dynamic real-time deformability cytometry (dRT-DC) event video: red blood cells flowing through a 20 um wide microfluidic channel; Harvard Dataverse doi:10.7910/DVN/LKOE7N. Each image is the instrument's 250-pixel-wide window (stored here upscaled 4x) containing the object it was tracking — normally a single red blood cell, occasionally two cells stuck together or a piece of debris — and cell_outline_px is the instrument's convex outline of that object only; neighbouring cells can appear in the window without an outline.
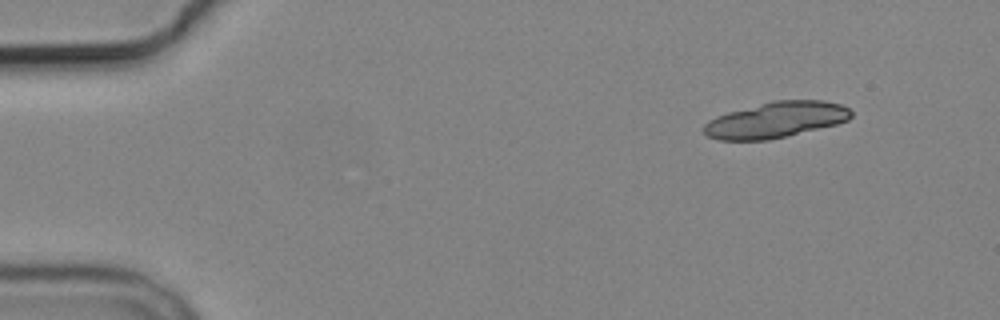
{"species": "common noctule bat (a hibernating species)", "species_latin": "Nyctalus noctula", "temperature_condition": "cold", "stored_images_in_passage": 7, "segment_of_instrument_passage": [1, 2], "camera_frame_rate_fps": 3000, "um_per_image_px": 0.085, "animal": {"sex": "male", "body_mass_g": 19.2, "forearm_length_mm": 51.8}, "frame": {"image": 1, "passage_image": 1, "time_ms": 0.0, "image_size_px": [1000, 320], "cell_outline_px": [[852, 116], [848, 120], [836, 124], [768, 140], [716, 140], [708, 136], [704, 132], [704, 124], [708, 120], [716, 116], [728, 112], [772, 100], [824, 100], [840, 104], [848, 108], [852, 112]], "centroid_in_image_um": [65.93, 10.18], "position_along_channel_um": 19.1, "area_um2": 30.69}}